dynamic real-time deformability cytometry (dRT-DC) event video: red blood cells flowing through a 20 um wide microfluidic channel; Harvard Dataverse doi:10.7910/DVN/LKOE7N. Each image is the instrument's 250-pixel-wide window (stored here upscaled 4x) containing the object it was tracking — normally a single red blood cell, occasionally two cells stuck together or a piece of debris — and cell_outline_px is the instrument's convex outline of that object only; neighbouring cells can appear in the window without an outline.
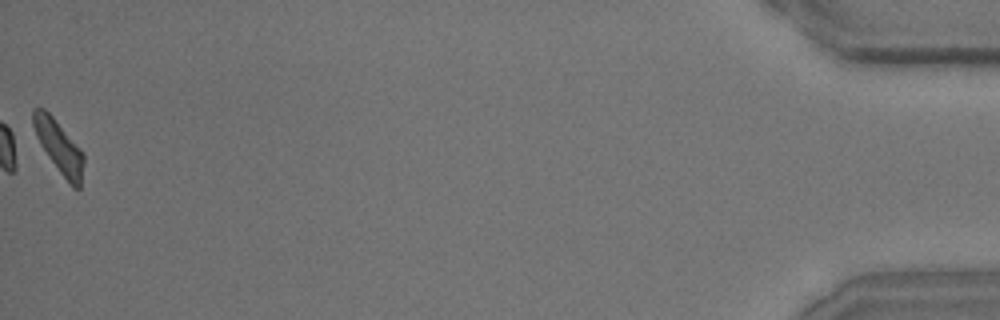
{"species": "common noctule bat (a hibernating species)", "species_latin": "Nyctalus noctula", "temperature_condition": "room temperature", "stored_images_in_passage": 39, "segment_of_instrument_passage": [2, 2], "camera_frame_rate_fps": 3000, "um_per_image_px": 0.085, "animal": {"sex": "male", "body_mass_g": 15.6}, "frame": {"image": 1, "passage_image": 39, "time_ms": 12.667, "image_size_px": [1000, 320], "cell_outline_px": [[84, 164], [80, 188], [72, 188], [48, 156], [40, 144], [36, 136], [32, 124], [32, 108], [44, 108], [52, 116], [80, 148], [84, 156]], "centroid_in_image_um": [5.01, 12.47], "position_along_channel_um": 430.2, "area_um2": 15.32}}